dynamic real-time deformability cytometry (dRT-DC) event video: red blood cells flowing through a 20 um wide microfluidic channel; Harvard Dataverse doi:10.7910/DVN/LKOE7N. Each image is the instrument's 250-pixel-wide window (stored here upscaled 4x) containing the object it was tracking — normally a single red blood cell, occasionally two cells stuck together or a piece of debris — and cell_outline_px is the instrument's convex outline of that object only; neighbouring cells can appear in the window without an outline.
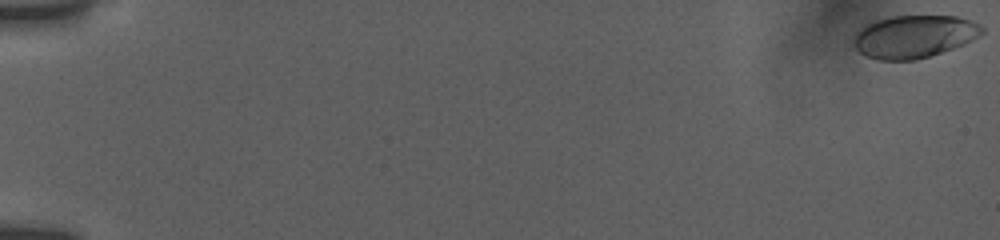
{"species": "human", "species_latin": "Homo sapiens", "temperature_condition": "room temperature", "stored_images_in_passage": 24, "camera_frame_rate_fps": 3000, "um_per_image_px": 0.085, "donor": {"sex": "female"}, "frame": {"image": 1, "passage_image": 1, "time_ms": 0.0, "image_size_px": [1000, 240], "cell_outline_px": [[984, 32], [980, 36], [964, 44], [916, 60], [876, 60], [860, 52], [856, 48], [852, 40], [860, 28], [876, 20], [888, 16], [956, 16], [972, 20], [980, 24], [984, 28]], "centroid_in_image_um": [77.72, 3.09], "position_along_channel_um": 7.3, "area_um2": 31.91}}
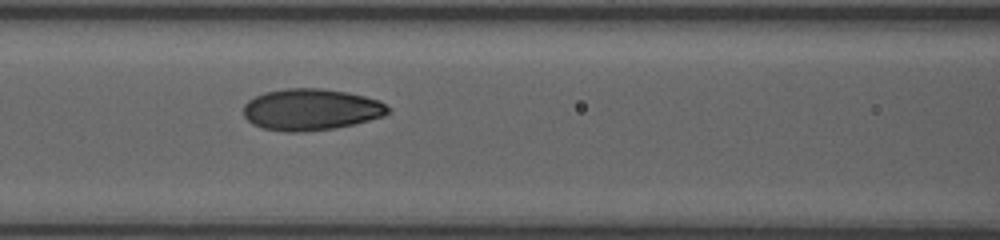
{"frame": {"image": 2, "passage_image": 21, "time_ms": 8.667, "image_size_px": [1000, 240], "cell_outline_px": [[388, 112], [384, 116], [336, 128], [300, 132], [284, 132], [264, 128], [252, 124], [244, 116], [244, 104], [248, 100], [264, 92], [284, 88], [320, 88], [344, 92], [364, 96], [380, 100], [388, 108]], "centroid_in_image_um": [26.4, 9.31], "position_along_channel_um": 140.2, "area_um2": 34.85}}
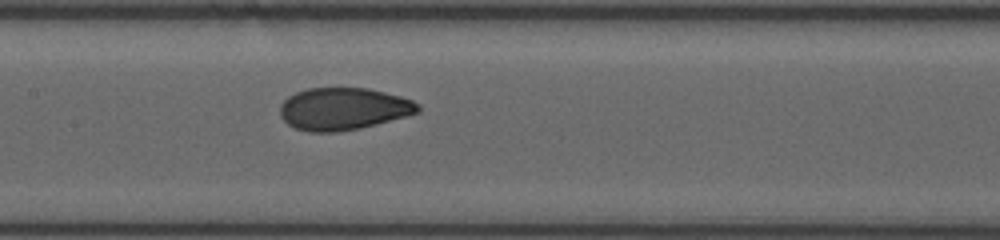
{"frame": {"image": 3, "passage_image": 24, "time_ms": 9.667, "image_size_px": [1000, 240], "cell_outline_px": [[420, 112], [376, 124], [360, 128], [336, 132], [308, 132], [296, 128], [288, 124], [280, 116], [280, 104], [288, 96], [296, 92], [308, 88], [368, 88], [400, 96], [412, 100], [420, 104]], "centroid_in_image_um": [29.17, 9.25], "position_along_channel_um": 178.2, "area_um2": 33.99}}